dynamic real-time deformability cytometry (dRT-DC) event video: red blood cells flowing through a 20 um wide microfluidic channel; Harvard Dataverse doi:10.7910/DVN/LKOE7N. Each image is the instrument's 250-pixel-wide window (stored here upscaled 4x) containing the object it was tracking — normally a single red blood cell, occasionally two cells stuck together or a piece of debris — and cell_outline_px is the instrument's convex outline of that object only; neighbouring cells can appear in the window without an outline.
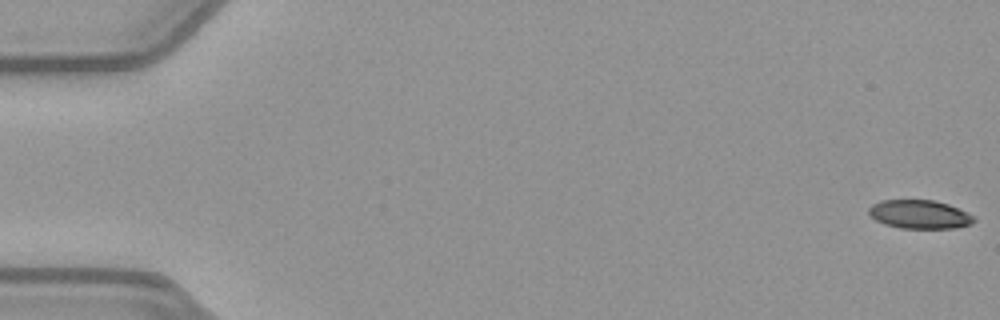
{"species": "common noctule bat (a hibernating species)", "species_latin": "Nyctalus noctula", "temperature_condition": "warm", "stored_images_in_passage": 53, "camera_frame_rate_fps": 3000, "um_per_image_px": 0.085, "animal": {"sex": "female", "body_mass_g": 21.9}, "frame": {"image": 1, "passage_image": 1, "time_ms": 0.0, "image_size_px": [1000, 320], "cell_outline_px": [[976, 220], [968, 224], [952, 228], [900, 228], [884, 224], [876, 220], [868, 212], [868, 208], [872, 204], [880, 200], [932, 200], [948, 204], [972, 216]], "centroid_in_image_um": [78.09, 18.21], "position_along_channel_um": 6.9, "area_um2": 17.22}}
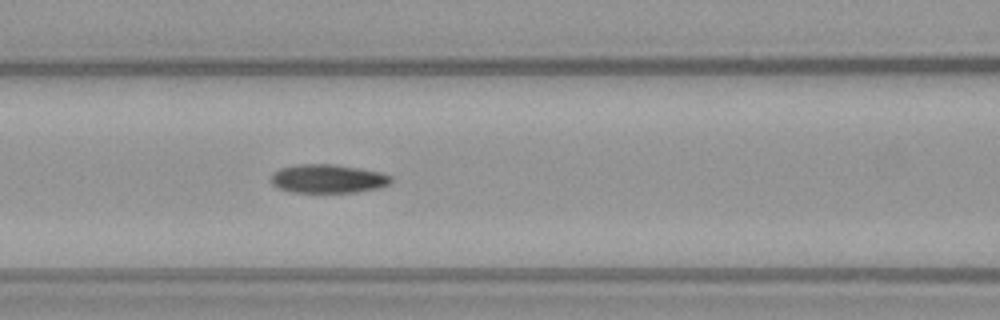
{"frame": {"image": 2, "passage_image": 23, "time_ms": 7.333, "image_size_px": [1000, 320], "cell_outline_px": [[392, 180], [388, 184], [380, 188], [356, 192], [292, 192], [280, 188], [272, 184], [272, 176], [280, 168], [296, 164], [336, 164], [360, 168], [380, 172], [392, 176]], "centroid_in_image_um": [27.91, 15.18], "position_along_channel_um": 138.7, "area_um2": 20.0}}
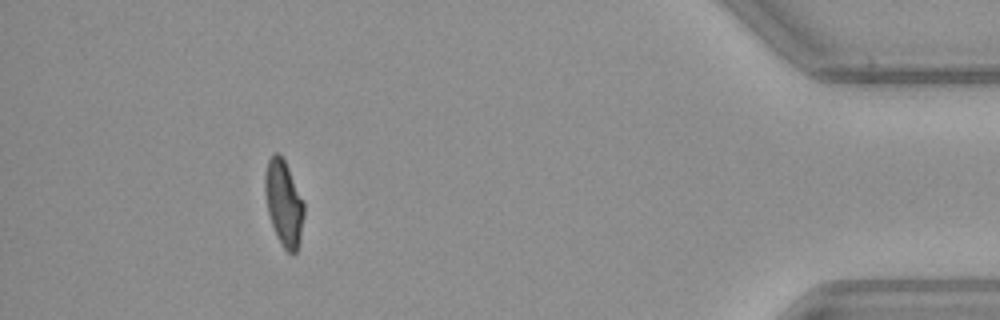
{"frame": {"image": 3, "passage_image": 48, "time_ms": 15.667, "image_size_px": [1000, 320], "cell_outline_px": [[304, 216], [300, 244], [296, 252], [292, 256], [284, 248], [276, 236], [268, 212], [264, 192], [264, 176], [268, 160], [276, 152], [280, 152], [304, 200]], "centroid_in_image_um": [24.13, 17.29], "position_along_channel_um": 411.1, "area_um2": 19.71}, "authors_computed_cell_mechanics": {"area_um2": 19.941, "velocity_mm_per_s": 3.9765, "shape_relaxation_time_tau1_ms": null, "shape_relaxation_time_tau2_ms": 4.1977, "deformation_change_tau1": null, "deformation_change_tau2": 0.1068}}